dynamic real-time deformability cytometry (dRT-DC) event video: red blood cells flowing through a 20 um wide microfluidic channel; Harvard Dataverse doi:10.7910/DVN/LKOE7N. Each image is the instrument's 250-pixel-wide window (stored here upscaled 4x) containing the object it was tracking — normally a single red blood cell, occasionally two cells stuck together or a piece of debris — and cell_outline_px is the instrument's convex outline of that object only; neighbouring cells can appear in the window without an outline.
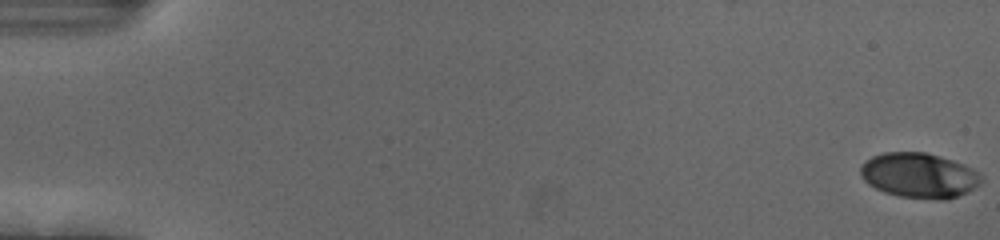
{"species": "human", "species_latin": "Homo sapiens", "temperature_condition": "cold", "stored_images_in_passage": 36, "camera_frame_rate_fps": 3000, "um_per_image_px": 0.085, "donor": {"sex": "female"}, "frame": {"image": 1, "passage_image": 1, "time_ms": 0.0, "image_size_px": [1000, 240], "cell_outline_px": [[984, 180], [980, 184], [968, 192], [944, 200], [940, 200], [900, 196], [884, 192], [868, 184], [860, 176], [860, 168], [864, 160], [872, 156], [884, 152], [924, 152], [940, 156], [964, 164], [980, 172]], "centroid_in_image_um": [78.13, 14.9], "position_along_channel_um": 6.9, "area_um2": 31.91}}
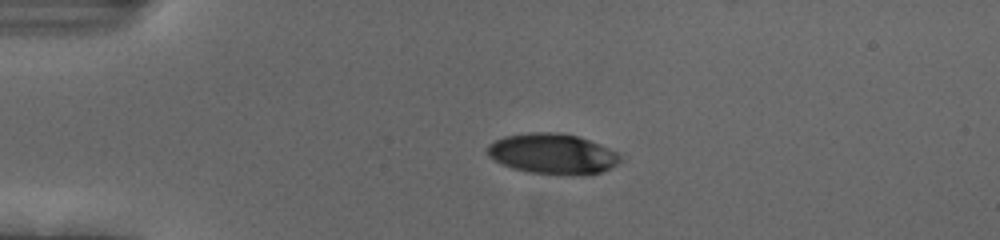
{"frame": {"image": 2, "passage_image": 14, "time_ms": 4.333, "image_size_px": [1000, 240], "cell_outline_px": [[620, 160], [616, 164], [600, 172], [580, 176], [564, 176], [528, 172], [512, 168], [500, 164], [488, 156], [488, 144], [504, 136], [528, 132], [556, 132], [576, 136], [588, 140], [608, 148], [616, 152], [620, 156]], "centroid_in_image_um": [46.93, 13.09], "position_along_channel_um": 38.1, "area_um2": 31.39}}
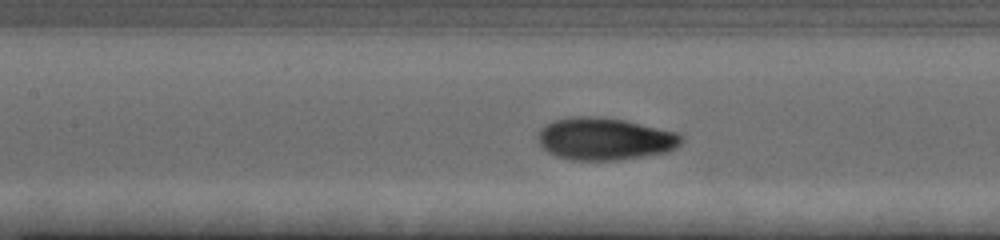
{"frame": {"image": 3, "passage_image": 27, "time_ms": 8.667, "image_size_px": [1000, 240], "cell_outline_px": [[684, 140], [676, 148], [668, 152], [620, 160], [572, 160], [556, 156], [548, 152], [540, 144], [540, 132], [552, 120], [572, 116], [600, 116], [624, 120], [680, 132], [684, 136]], "centroid_in_image_um": [51.49, 11.8], "position_along_channel_um": 155.9, "area_um2": 35.55}}